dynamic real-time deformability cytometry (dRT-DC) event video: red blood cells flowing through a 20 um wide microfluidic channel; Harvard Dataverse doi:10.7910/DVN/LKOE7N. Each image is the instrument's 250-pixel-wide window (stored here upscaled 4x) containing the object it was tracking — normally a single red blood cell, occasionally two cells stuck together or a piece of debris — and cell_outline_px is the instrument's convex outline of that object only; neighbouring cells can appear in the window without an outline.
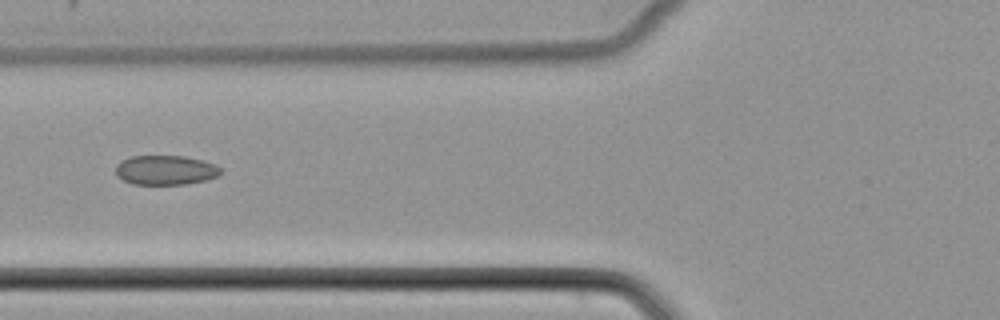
{"species": "common noctule bat (a hibernating species)", "species_latin": "Nyctalus noctula", "temperature_condition": "cold", "stored_images_in_passage": 24, "camera_frame_rate_fps": 3000, "um_per_image_px": 0.085, "animal": {"sex": "female", "body_mass_g": 22.7, "forearm_length_mm": 54.2}, "frame": {"image": 1, "passage_image": 21, "time_ms": 6.667, "image_size_px": [1000, 320], "cell_outline_px": [[220, 176], [188, 184], [132, 184], [116, 176], [116, 164], [120, 160], [132, 156], [184, 156], [204, 160], [220, 168]], "centroid_in_image_um": [14.04, 14.45], "position_along_channel_um": 111.8, "area_um2": 18.09}}
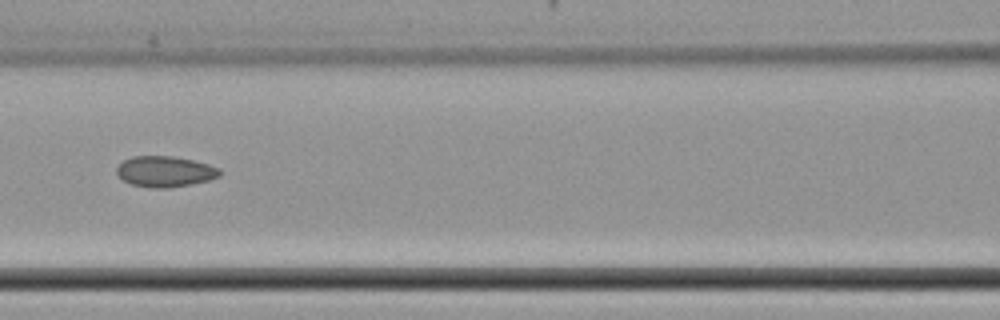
{"frame": {"image": 2, "passage_image": 24, "time_ms": 7.667, "image_size_px": [1000, 320], "cell_outline_px": [[220, 176], [208, 180], [192, 184], [168, 188], [152, 188], [132, 184], [124, 180], [116, 172], [116, 168], [124, 160], [132, 156], [172, 156], [192, 160], [208, 164], [220, 168]], "centroid_in_image_um": [14.03, 14.58], "position_along_channel_um": 152.6, "area_um2": 18.38}}